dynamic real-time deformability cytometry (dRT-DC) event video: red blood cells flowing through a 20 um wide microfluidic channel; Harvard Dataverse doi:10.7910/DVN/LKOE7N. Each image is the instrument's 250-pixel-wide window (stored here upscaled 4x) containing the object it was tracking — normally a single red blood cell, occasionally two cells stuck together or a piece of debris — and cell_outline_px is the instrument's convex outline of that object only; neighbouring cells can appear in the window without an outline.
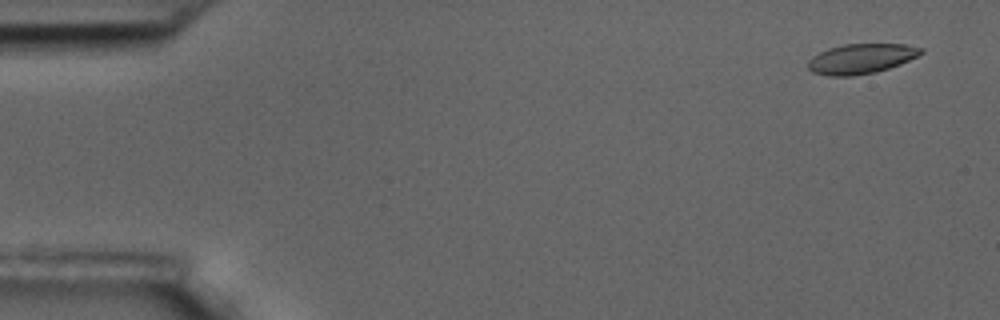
{"species": "common noctule bat (a hibernating species)", "species_latin": "Nyctalus noctula", "temperature_condition": "room temperature", "stored_images_in_passage": 58, "camera_frame_rate_fps": 3000, "um_per_image_px": 0.085, "animal": {"sex": "male", "body_mass_g": 17.5, "forearm_length_mm": 52.3}, "frame": {"image": 1, "passage_image": 3, "time_ms": 0.667, "image_size_px": [1000, 320], "cell_outline_px": [[924, 52], [900, 64], [876, 72], [852, 76], [832, 76], [812, 72], [808, 68], [808, 60], [812, 56], [828, 48], [844, 44], [904, 44], [924, 48]], "centroid_in_image_um": [73.18, 4.99], "position_along_channel_um": 11.8, "area_um2": 19.65}}
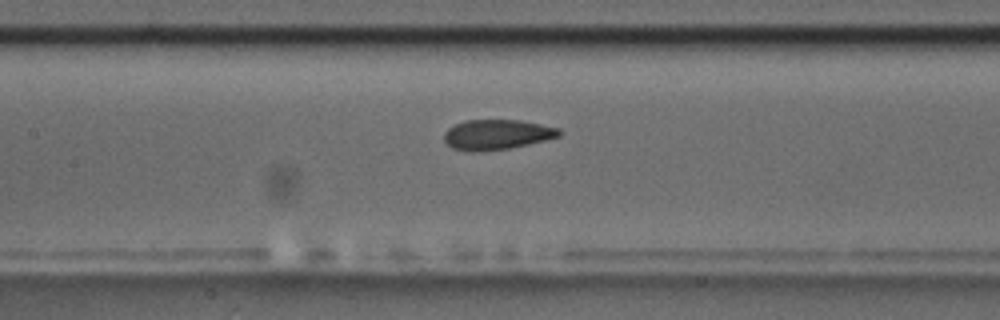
{"frame": {"image": 2, "passage_image": 27, "time_ms": 8.667, "image_size_px": [1000, 320], "cell_outline_px": [[564, 132], [560, 136], [528, 144], [508, 148], [476, 152], [472, 152], [452, 148], [444, 140], [444, 132], [448, 128], [464, 120], [520, 120], [560, 128]], "centroid_in_image_um": [42.24, 11.43], "position_along_channel_um": 165.2, "area_um2": 20.17}}
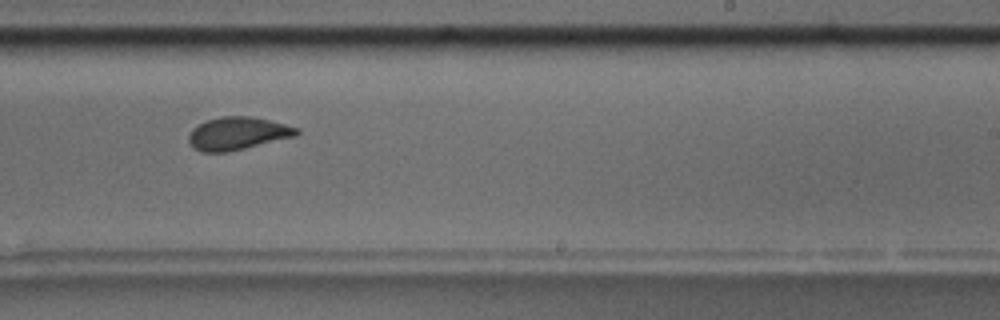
{"frame": {"image": 3, "passage_image": 36, "time_ms": 11.667, "image_size_px": [1000, 320], "cell_outline_px": [[300, 132], [296, 136], [228, 152], [200, 152], [192, 148], [188, 140], [188, 136], [192, 128], [208, 120], [220, 116], [248, 116], [268, 120], [300, 128]], "centroid_in_image_um": [20.18, 11.35], "position_along_channel_um": 268.8, "area_um2": 20.63}, "authors_computed_cell_mechanics": {"area_um2": 20.6635, "velocity_mm_per_s": 3.4711, "shape_relaxation_time_tau1_ms": 4.6599, "shape_relaxation_time_tau2_ms": 1.5384, "deformation_change_tau1": 0.1424, "deformation_change_tau2": 0.0798}}